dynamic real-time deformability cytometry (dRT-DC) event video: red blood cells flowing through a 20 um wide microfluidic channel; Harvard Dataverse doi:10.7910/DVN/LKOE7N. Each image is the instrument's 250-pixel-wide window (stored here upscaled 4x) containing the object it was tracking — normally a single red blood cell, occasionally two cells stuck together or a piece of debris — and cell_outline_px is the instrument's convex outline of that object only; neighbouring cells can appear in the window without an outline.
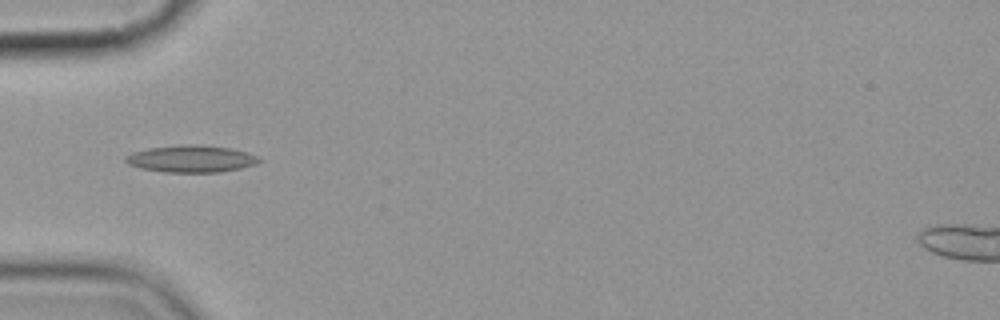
{"species": "common noctule bat (a hibernating species)", "species_latin": "Nyctalus noctula", "temperature_condition": "cold", "stored_images_in_passage": 15, "camera_frame_rate_fps": 3000, "um_per_image_px": 0.085, "animal": {"sex": "female", "body_mass_g": 19.9}, "frame": {"image": 1, "passage_image": 5, "time_ms": 5.667, "image_size_px": [1000, 320], "cell_outline_px": [[260, 160], [256, 164], [240, 168], [220, 172], [164, 172], [140, 168], [128, 164], [124, 160], [124, 156], [132, 152], [148, 148], [184, 144], [196, 144], [228, 148], [248, 152], [256, 156]], "centroid_in_image_um": [16.2, 13.5], "position_along_channel_um": 68.8, "area_um2": 20.98}}
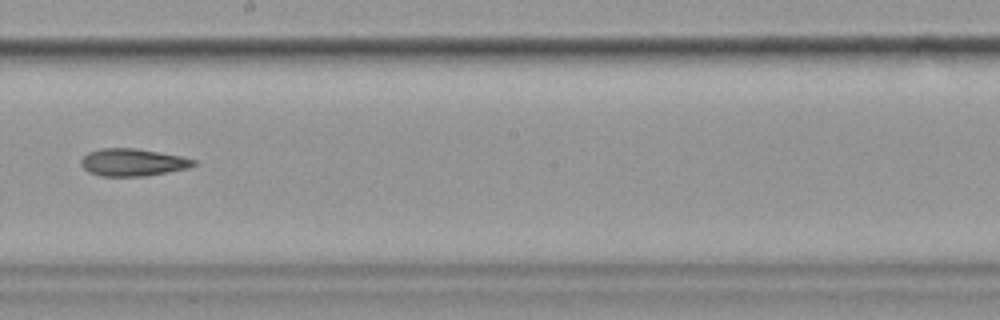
{"frame": {"image": 2, "passage_image": 9, "time_ms": 10.333, "image_size_px": [1000, 320], "cell_outline_px": [[196, 164], [188, 168], [144, 176], [100, 176], [88, 172], [80, 164], [80, 160], [88, 152], [104, 148], [136, 148], [180, 156], [196, 160]], "centroid_in_image_um": [11.25, 13.8], "position_along_channel_um": 236.9, "area_um2": 17.86}}
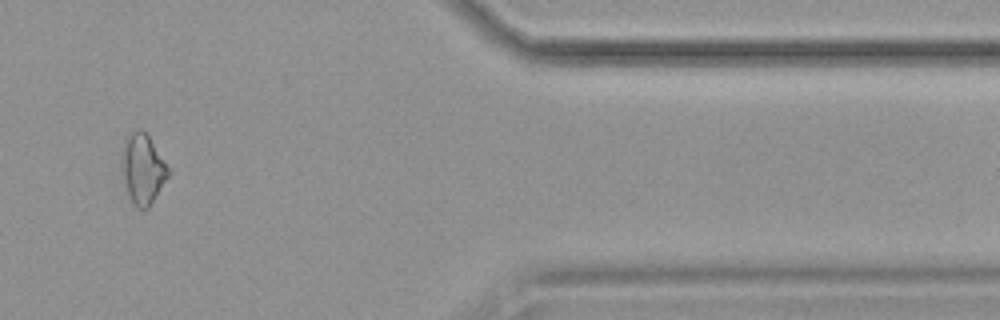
{"frame": {"image": 3, "passage_image": 13, "time_ms": 15.667, "image_size_px": [1000, 320], "cell_outline_px": [[172, 172], [148, 208], [144, 212], [136, 208], [132, 204], [128, 196], [124, 184], [120, 168], [120, 152], [124, 136], [132, 128], [140, 128], [148, 136]], "centroid_in_image_um": [12.07, 14.35], "position_along_channel_um": 399.3, "area_um2": 19.94}}